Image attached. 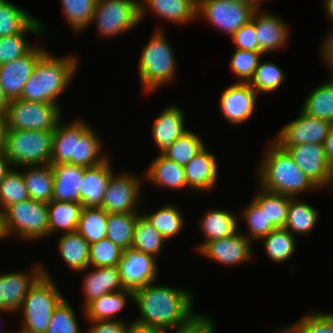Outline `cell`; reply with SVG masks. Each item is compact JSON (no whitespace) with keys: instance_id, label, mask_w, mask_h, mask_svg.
I'll list each match as a JSON object with an SVG mask.
<instances>
[{"instance_id":"6da1fadb","label":"cell","mask_w":333,"mask_h":333,"mask_svg":"<svg viewBox=\"0 0 333 333\" xmlns=\"http://www.w3.org/2000/svg\"><path fill=\"white\" fill-rule=\"evenodd\" d=\"M153 283L133 291V302L140 313L137 322L169 330L197 314L193 312L194 297L189 291Z\"/></svg>"},{"instance_id":"7a4b0ae2","label":"cell","mask_w":333,"mask_h":333,"mask_svg":"<svg viewBox=\"0 0 333 333\" xmlns=\"http://www.w3.org/2000/svg\"><path fill=\"white\" fill-rule=\"evenodd\" d=\"M97 132L83 120L57 124L53 134L50 164L70 163L93 167L105 162L108 157L101 150L103 144Z\"/></svg>"},{"instance_id":"3957f363","label":"cell","mask_w":333,"mask_h":333,"mask_svg":"<svg viewBox=\"0 0 333 333\" xmlns=\"http://www.w3.org/2000/svg\"><path fill=\"white\" fill-rule=\"evenodd\" d=\"M78 64L74 54L55 57L47 50L36 63L19 99L60 105L57 98L73 80Z\"/></svg>"},{"instance_id":"277c9868","label":"cell","mask_w":333,"mask_h":333,"mask_svg":"<svg viewBox=\"0 0 333 333\" xmlns=\"http://www.w3.org/2000/svg\"><path fill=\"white\" fill-rule=\"evenodd\" d=\"M268 147L257 166V181L260 188L292 198H297L310 190H319L285 149L274 141Z\"/></svg>"},{"instance_id":"5b68a950","label":"cell","mask_w":333,"mask_h":333,"mask_svg":"<svg viewBox=\"0 0 333 333\" xmlns=\"http://www.w3.org/2000/svg\"><path fill=\"white\" fill-rule=\"evenodd\" d=\"M153 33L142 51L138 65L143 91L149 94L172 82L177 69L175 53L165 38L164 30L156 29Z\"/></svg>"},{"instance_id":"8992f818","label":"cell","mask_w":333,"mask_h":333,"mask_svg":"<svg viewBox=\"0 0 333 333\" xmlns=\"http://www.w3.org/2000/svg\"><path fill=\"white\" fill-rule=\"evenodd\" d=\"M61 293L43 267V275L31 287L19 309L23 323L16 333H46L54 309L65 298Z\"/></svg>"},{"instance_id":"52a82bcc","label":"cell","mask_w":333,"mask_h":333,"mask_svg":"<svg viewBox=\"0 0 333 333\" xmlns=\"http://www.w3.org/2000/svg\"><path fill=\"white\" fill-rule=\"evenodd\" d=\"M5 237L10 235L22 240L49 237L48 204L27 199L8 206L2 212Z\"/></svg>"},{"instance_id":"ba28073f","label":"cell","mask_w":333,"mask_h":333,"mask_svg":"<svg viewBox=\"0 0 333 333\" xmlns=\"http://www.w3.org/2000/svg\"><path fill=\"white\" fill-rule=\"evenodd\" d=\"M54 131L7 129L4 152L15 167L50 164Z\"/></svg>"},{"instance_id":"9c48e42d","label":"cell","mask_w":333,"mask_h":333,"mask_svg":"<svg viewBox=\"0 0 333 333\" xmlns=\"http://www.w3.org/2000/svg\"><path fill=\"white\" fill-rule=\"evenodd\" d=\"M60 106L22 99L12 100L6 111L7 129L54 131L62 120Z\"/></svg>"},{"instance_id":"30bf717a","label":"cell","mask_w":333,"mask_h":333,"mask_svg":"<svg viewBox=\"0 0 333 333\" xmlns=\"http://www.w3.org/2000/svg\"><path fill=\"white\" fill-rule=\"evenodd\" d=\"M94 21L101 37L125 33L140 23L139 1L97 0L91 23Z\"/></svg>"},{"instance_id":"8fae6325","label":"cell","mask_w":333,"mask_h":333,"mask_svg":"<svg viewBox=\"0 0 333 333\" xmlns=\"http://www.w3.org/2000/svg\"><path fill=\"white\" fill-rule=\"evenodd\" d=\"M254 11L236 0H198L197 16L231 37L251 20Z\"/></svg>"},{"instance_id":"7c38bea8","label":"cell","mask_w":333,"mask_h":333,"mask_svg":"<svg viewBox=\"0 0 333 333\" xmlns=\"http://www.w3.org/2000/svg\"><path fill=\"white\" fill-rule=\"evenodd\" d=\"M141 179L137 175L127 173L111 175L101 208L107 213H138L140 201ZM137 206V207H136ZM137 208V209H136Z\"/></svg>"},{"instance_id":"4fadbf2b","label":"cell","mask_w":333,"mask_h":333,"mask_svg":"<svg viewBox=\"0 0 333 333\" xmlns=\"http://www.w3.org/2000/svg\"><path fill=\"white\" fill-rule=\"evenodd\" d=\"M280 147L290 154L295 164L319 189L333 187V167L326 158L324 145L300 144Z\"/></svg>"},{"instance_id":"5bb4252c","label":"cell","mask_w":333,"mask_h":333,"mask_svg":"<svg viewBox=\"0 0 333 333\" xmlns=\"http://www.w3.org/2000/svg\"><path fill=\"white\" fill-rule=\"evenodd\" d=\"M331 123L300 111L298 117L283 125L273 140L279 146L300 144H324Z\"/></svg>"},{"instance_id":"9a60e30c","label":"cell","mask_w":333,"mask_h":333,"mask_svg":"<svg viewBox=\"0 0 333 333\" xmlns=\"http://www.w3.org/2000/svg\"><path fill=\"white\" fill-rule=\"evenodd\" d=\"M154 256L133 248L123 250L118 264L120 278L124 288L132 291L157 279L158 267Z\"/></svg>"},{"instance_id":"2e32d148","label":"cell","mask_w":333,"mask_h":333,"mask_svg":"<svg viewBox=\"0 0 333 333\" xmlns=\"http://www.w3.org/2000/svg\"><path fill=\"white\" fill-rule=\"evenodd\" d=\"M46 51L40 46H33L22 57L0 65V82L9 101L21 97L26 81L31 76L36 63Z\"/></svg>"},{"instance_id":"e0dca14e","label":"cell","mask_w":333,"mask_h":333,"mask_svg":"<svg viewBox=\"0 0 333 333\" xmlns=\"http://www.w3.org/2000/svg\"><path fill=\"white\" fill-rule=\"evenodd\" d=\"M34 266L30 274L26 271L0 274V310L19 311L31 287L43 275V265Z\"/></svg>"},{"instance_id":"ac0fdd59","label":"cell","mask_w":333,"mask_h":333,"mask_svg":"<svg viewBox=\"0 0 333 333\" xmlns=\"http://www.w3.org/2000/svg\"><path fill=\"white\" fill-rule=\"evenodd\" d=\"M257 95L248 83L236 82L223 90L219 110L225 120L239 126L253 115Z\"/></svg>"},{"instance_id":"d6986e66","label":"cell","mask_w":333,"mask_h":333,"mask_svg":"<svg viewBox=\"0 0 333 333\" xmlns=\"http://www.w3.org/2000/svg\"><path fill=\"white\" fill-rule=\"evenodd\" d=\"M251 244V241L238 230L229 237L207 243L199 253L226 266H234L253 257Z\"/></svg>"},{"instance_id":"ffe728a7","label":"cell","mask_w":333,"mask_h":333,"mask_svg":"<svg viewBox=\"0 0 333 333\" xmlns=\"http://www.w3.org/2000/svg\"><path fill=\"white\" fill-rule=\"evenodd\" d=\"M287 25L278 15L255 10V31L258 47L263 55L286 46L290 34Z\"/></svg>"},{"instance_id":"44dd1931","label":"cell","mask_w":333,"mask_h":333,"mask_svg":"<svg viewBox=\"0 0 333 333\" xmlns=\"http://www.w3.org/2000/svg\"><path fill=\"white\" fill-rule=\"evenodd\" d=\"M139 7L140 22L146 17L147 9L161 19L180 25L198 18V0H139Z\"/></svg>"},{"instance_id":"7402d4cb","label":"cell","mask_w":333,"mask_h":333,"mask_svg":"<svg viewBox=\"0 0 333 333\" xmlns=\"http://www.w3.org/2000/svg\"><path fill=\"white\" fill-rule=\"evenodd\" d=\"M207 150L205 146L184 166L188 189L208 192L217 185V160L215 155Z\"/></svg>"},{"instance_id":"603a6c76","label":"cell","mask_w":333,"mask_h":333,"mask_svg":"<svg viewBox=\"0 0 333 333\" xmlns=\"http://www.w3.org/2000/svg\"><path fill=\"white\" fill-rule=\"evenodd\" d=\"M110 159L93 166L84 167V175L80 189V203L84 208H99L102 206L112 171Z\"/></svg>"},{"instance_id":"cb8c5ba5","label":"cell","mask_w":333,"mask_h":333,"mask_svg":"<svg viewBox=\"0 0 333 333\" xmlns=\"http://www.w3.org/2000/svg\"><path fill=\"white\" fill-rule=\"evenodd\" d=\"M183 112L182 108L176 104L169 107L166 106L154 120L152 136L160 153L189 130L185 127V115Z\"/></svg>"},{"instance_id":"d4e9b609","label":"cell","mask_w":333,"mask_h":333,"mask_svg":"<svg viewBox=\"0 0 333 333\" xmlns=\"http://www.w3.org/2000/svg\"><path fill=\"white\" fill-rule=\"evenodd\" d=\"M94 270L91 269L90 266L83 271L78 273H83L87 271L88 273L83 278V293H84V306L83 308L92 300L99 298L102 295L110 292H117L122 289H125L119 274V270L117 266L111 267H93Z\"/></svg>"},{"instance_id":"484cf974","label":"cell","mask_w":333,"mask_h":333,"mask_svg":"<svg viewBox=\"0 0 333 333\" xmlns=\"http://www.w3.org/2000/svg\"><path fill=\"white\" fill-rule=\"evenodd\" d=\"M50 165L54 173L52 201L80 203L84 167L70 163Z\"/></svg>"},{"instance_id":"4316f807","label":"cell","mask_w":333,"mask_h":333,"mask_svg":"<svg viewBox=\"0 0 333 333\" xmlns=\"http://www.w3.org/2000/svg\"><path fill=\"white\" fill-rule=\"evenodd\" d=\"M144 179L157 187L170 190L187 188L185 169L162 153L153 159L146 169Z\"/></svg>"},{"instance_id":"83f0119b","label":"cell","mask_w":333,"mask_h":333,"mask_svg":"<svg viewBox=\"0 0 333 333\" xmlns=\"http://www.w3.org/2000/svg\"><path fill=\"white\" fill-rule=\"evenodd\" d=\"M239 218L229 210L226 209H211L204 213L200 219L199 230L204 235V241L197 246L199 252L207 243L229 237L238 231Z\"/></svg>"},{"instance_id":"f1b7e54d","label":"cell","mask_w":333,"mask_h":333,"mask_svg":"<svg viewBox=\"0 0 333 333\" xmlns=\"http://www.w3.org/2000/svg\"><path fill=\"white\" fill-rule=\"evenodd\" d=\"M133 301V291L122 289L106 293L89 302L83 309L88 321L117 320L114 317L126 306L127 299ZM114 318V319H112Z\"/></svg>"},{"instance_id":"f546056e","label":"cell","mask_w":333,"mask_h":333,"mask_svg":"<svg viewBox=\"0 0 333 333\" xmlns=\"http://www.w3.org/2000/svg\"><path fill=\"white\" fill-rule=\"evenodd\" d=\"M58 239V250L61 259L75 273L87 269L89 264L90 244L77 231L61 234Z\"/></svg>"},{"instance_id":"4dcf8cb0","label":"cell","mask_w":333,"mask_h":333,"mask_svg":"<svg viewBox=\"0 0 333 333\" xmlns=\"http://www.w3.org/2000/svg\"><path fill=\"white\" fill-rule=\"evenodd\" d=\"M22 169L26 170L22 175L30 199L47 204L51 202L54 181L51 165L25 166Z\"/></svg>"},{"instance_id":"1f68e13d","label":"cell","mask_w":333,"mask_h":333,"mask_svg":"<svg viewBox=\"0 0 333 333\" xmlns=\"http://www.w3.org/2000/svg\"><path fill=\"white\" fill-rule=\"evenodd\" d=\"M83 205L76 202L51 201L48 203L49 211V236L75 232L81 217Z\"/></svg>"},{"instance_id":"d6a6232c","label":"cell","mask_w":333,"mask_h":333,"mask_svg":"<svg viewBox=\"0 0 333 333\" xmlns=\"http://www.w3.org/2000/svg\"><path fill=\"white\" fill-rule=\"evenodd\" d=\"M46 30L45 24L35 18L21 33L0 37V65L12 62L26 54L33 46L29 44L26 34L42 35Z\"/></svg>"},{"instance_id":"836d02e7","label":"cell","mask_w":333,"mask_h":333,"mask_svg":"<svg viewBox=\"0 0 333 333\" xmlns=\"http://www.w3.org/2000/svg\"><path fill=\"white\" fill-rule=\"evenodd\" d=\"M301 111L333 124V77L307 95Z\"/></svg>"},{"instance_id":"e575fe53","label":"cell","mask_w":333,"mask_h":333,"mask_svg":"<svg viewBox=\"0 0 333 333\" xmlns=\"http://www.w3.org/2000/svg\"><path fill=\"white\" fill-rule=\"evenodd\" d=\"M319 219V212L308 203L291 198L285 229L293 235H309Z\"/></svg>"},{"instance_id":"d590c367","label":"cell","mask_w":333,"mask_h":333,"mask_svg":"<svg viewBox=\"0 0 333 333\" xmlns=\"http://www.w3.org/2000/svg\"><path fill=\"white\" fill-rule=\"evenodd\" d=\"M165 241L166 239L141 212L135 224L131 248L157 258L164 248Z\"/></svg>"},{"instance_id":"8d00e7d4","label":"cell","mask_w":333,"mask_h":333,"mask_svg":"<svg viewBox=\"0 0 333 333\" xmlns=\"http://www.w3.org/2000/svg\"><path fill=\"white\" fill-rule=\"evenodd\" d=\"M140 213H108L106 237L123 250L131 249Z\"/></svg>"},{"instance_id":"74e56055","label":"cell","mask_w":333,"mask_h":333,"mask_svg":"<svg viewBox=\"0 0 333 333\" xmlns=\"http://www.w3.org/2000/svg\"><path fill=\"white\" fill-rule=\"evenodd\" d=\"M260 191L255 195L253 201L265 212L268 220L277 228H284L287 222L288 207L292 197L273 193L262 188Z\"/></svg>"},{"instance_id":"f35d334b","label":"cell","mask_w":333,"mask_h":333,"mask_svg":"<svg viewBox=\"0 0 333 333\" xmlns=\"http://www.w3.org/2000/svg\"><path fill=\"white\" fill-rule=\"evenodd\" d=\"M143 215L167 241L179 235L184 225V215L179 211V207L173 204H165L156 212H147Z\"/></svg>"},{"instance_id":"ab89813d","label":"cell","mask_w":333,"mask_h":333,"mask_svg":"<svg viewBox=\"0 0 333 333\" xmlns=\"http://www.w3.org/2000/svg\"><path fill=\"white\" fill-rule=\"evenodd\" d=\"M295 235L285 228H276L262 238L264 250L273 263H283L290 259L295 252Z\"/></svg>"},{"instance_id":"60d3db41","label":"cell","mask_w":333,"mask_h":333,"mask_svg":"<svg viewBox=\"0 0 333 333\" xmlns=\"http://www.w3.org/2000/svg\"><path fill=\"white\" fill-rule=\"evenodd\" d=\"M108 213L101 207L83 208L77 226V232L92 244L106 238Z\"/></svg>"},{"instance_id":"b9f144b4","label":"cell","mask_w":333,"mask_h":333,"mask_svg":"<svg viewBox=\"0 0 333 333\" xmlns=\"http://www.w3.org/2000/svg\"><path fill=\"white\" fill-rule=\"evenodd\" d=\"M34 19L18 5L0 0V37L21 33Z\"/></svg>"},{"instance_id":"7bdbcfd3","label":"cell","mask_w":333,"mask_h":333,"mask_svg":"<svg viewBox=\"0 0 333 333\" xmlns=\"http://www.w3.org/2000/svg\"><path fill=\"white\" fill-rule=\"evenodd\" d=\"M204 147L202 138L192 130H188L163 151L162 154L184 167Z\"/></svg>"},{"instance_id":"ee69618b","label":"cell","mask_w":333,"mask_h":333,"mask_svg":"<svg viewBox=\"0 0 333 333\" xmlns=\"http://www.w3.org/2000/svg\"><path fill=\"white\" fill-rule=\"evenodd\" d=\"M63 12L72 31L84 32L91 24L97 0H60Z\"/></svg>"},{"instance_id":"f6af8a7d","label":"cell","mask_w":333,"mask_h":333,"mask_svg":"<svg viewBox=\"0 0 333 333\" xmlns=\"http://www.w3.org/2000/svg\"><path fill=\"white\" fill-rule=\"evenodd\" d=\"M286 79L284 71L275 62H259L253 77L248 82L257 93L276 91Z\"/></svg>"},{"instance_id":"bcb514c9","label":"cell","mask_w":333,"mask_h":333,"mask_svg":"<svg viewBox=\"0 0 333 333\" xmlns=\"http://www.w3.org/2000/svg\"><path fill=\"white\" fill-rule=\"evenodd\" d=\"M30 199L25 186L22 171L12 168L0 182V211L3 212L11 204Z\"/></svg>"},{"instance_id":"7dc6e473","label":"cell","mask_w":333,"mask_h":333,"mask_svg":"<svg viewBox=\"0 0 333 333\" xmlns=\"http://www.w3.org/2000/svg\"><path fill=\"white\" fill-rule=\"evenodd\" d=\"M242 213L243 220L245 221L249 234L243 233L251 242L254 240H260L267 236L270 232L277 227L268 220L265 212L252 200L248 206L243 208Z\"/></svg>"},{"instance_id":"c3c4849f","label":"cell","mask_w":333,"mask_h":333,"mask_svg":"<svg viewBox=\"0 0 333 333\" xmlns=\"http://www.w3.org/2000/svg\"><path fill=\"white\" fill-rule=\"evenodd\" d=\"M123 249L114 244L107 237L94 242L89 246L90 267L118 266L121 261Z\"/></svg>"},{"instance_id":"681fc988","label":"cell","mask_w":333,"mask_h":333,"mask_svg":"<svg viewBox=\"0 0 333 333\" xmlns=\"http://www.w3.org/2000/svg\"><path fill=\"white\" fill-rule=\"evenodd\" d=\"M76 311L64 298L54 309L46 333H82Z\"/></svg>"},{"instance_id":"f907efd6","label":"cell","mask_w":333,"mask_h":333,"mask_svg":"<svg viewBox=\"0 0 333 333\" xmlns=\"http://www.w3.org/2000/svg\"><path fill=\"white\" fill-rule=\"evenodd\" d=\"M230 70L239 80L237 83H248L260 62L261 52L235 49L231 55Z\"/></svg>"},{"instance_id":"816d5d0a","label":"cell","mask_w":333,"mask_h":333,"mask_svg":"<svg viewBox=\"0 0 333 333\" xmlns=\"http://www.w3.org/2000/svg\"><path fill=\"white\" fill-rule=\"evenodd\" d=\"M292 325L299 333H333V329L327 321V312H309Z\"/></svg>"},{"instance_id":"f5cc1de1","label":"cell","mask_w":333,"mask_h":333,"mask_svg":"<svg viewBox=\"0 0 333 333\" xmlns=\"http://www.w3.org/2000/svg\"><path fill=\"white\" fill-rule=\"evenodd\" d=\"M255 31V11L251 20L237 30L230 38L236 45V49L261 52L258 47L257 35Z\"/></svg>"},{"instance_id":"db71d44e","label":"cell","mask_w":333,"mask_h":333,"mask_svg":"<svg viewBox=\"0 0 333 333\" xmlns=\"http://www.w3.org/2000/svg\"><path fill=\"white\" fill-rule=\"evenodd\" d=\"M171 330L174 333H216L213 319L204 314H196L183 325L169 329Z\"/></svg>"},{"instance_id":"11a10c76","label":"cell","mask_w":333,"mask_h":333,"mask_svg":"<svg viewBox=\"0 0 333 333\" xmlns=\"http://www.w3.org/2000/svg\"><path fill=\"white\" fill-rule=\"evenodd\" d=\"M87 333H126L127 323L123 319L90 321Z\"/></svg>"},{"instance_id":"9f6ffc18","label":"cell","mask_w":333,"mask_h":333,"mask_svg":"<svg viewBox=\"0 0 333 333\" xmlns=\"http://www.w3.org/2000/svg\"><path fill=\"white\" fill-rule=\"evenodd\" d=\"M126 333H167V330L133 320L131 323H127Z\"/></svg>"},{"instance_id":"6f0895ef","label":"cell","mask_w":333,"mask_h":333,"mask_svg":"<svg viewBox=\"0 0 333 333\" xmlns=\"http://www.w3.org/2000/svg\"><path fill=\"white\" fill-rule=\"evenodd\" d=\"M321 46V59H323L324 63L328 65V68L333 75V44H322Z\"/></svg>"},{"instance_id":"680465c9","label":"cell","mask_w":333,"mask_h":333,"mask_svg":"<svg viewBox=\"0 0 333 333\" xmlns=\"http://www.w3.org/2000/svg\"><path fill=\"white\" fill-rule=\"evenodd\" d=\"M324 150L328 162L333 167V124L330 127L329 133L324 141Z\"/></svg>"},{"instance_id":"91938a15","label":"cell","mask_w":333,"mask_h":333,"mask_svg":"<svg viewBox=\"0 0 333 333\" xmlns=\"http://www.w3.org/2000/svg\"><path fill=\"white\" fill-rule=\"evenodd\" d=\"M13 166L4 151H0V182L12 170Z\"/></svg>"},{"instance_id":"94428289","label":"cell","mask_w":333,"mask_h":333,"mask_svg":"<svg viewBox=\"0 0 333 333\" xmlns=\"http://www.w3.org/2000/svg\"><path fill=\"white\" fill-rule=\"evenodd\" d=\"M7 133L6 113L0 112V151H4Z\"/></svg>"},{"instance_id":"6125c7cd","label":"cell","mask_w":333,"mask_h":333,"mask_svg":"<svg viewBox=\"0 0 333 333\" xmlns=\"http://www.w3.org/2000/svg\"><path fill=\"white\" fill-rule=\"evenodd\" d=\"M324 10L326 11V15L327 17H329V19L331 20V22L333 23V0H324ZM333 27V26H332ZM333 35V28L330 30L329 34L327 36H325V38L323 39L324 41Z\"/></svg>"},{"instance_id":"be15d7a7","label":"cell","mask_w":333,"mask_h":333,"mask_svg":"<svg viewBox=\"0 0 333 333\" xmlns=\"http://www.w3.org/2000/svg\"><path fill=\"white\" fill-rule=\"evenodd\" d=\"M9 103H10V101L6 97L4 88H3V86L0 82V112H5L6 113Z\"/></svg>"},{"instance_id":"e7e4bbea","label":"cell","mask_w":333,"mask_h":333,"mask_svg":"<svg viewBox=\"0 0 333 333\" xmlns=\"http://www.w3.org/2000/svg\"><path fill=\"white\" fill-rule=\"evenodd\" d=\"M242 3H246L248 5H250L254 10H259L261 7V2L265 1V0H236Z\"/></svg>"},{"instance_id":"03108f58","label":"cell","mask_w":333,"mask_h":333,"mask_svg":"<svg viewBox=\"0 0 333 333\" xmlns=\"http://www.w3.org/2000/svg\"><path fill=\"white\" fill-rule=\"evenodd\" d=\"M285 328L278 330V333H299L292 324Z\"/></svg>"},{"instance_id":"003e7915","label":"cell","mask_w":333,"mask_h":333,"mask_svg":"<svg viewBox=\"0 0 333 333\" xmlns=\"http://www.w3.org/2000/svg\"><path fill=\"white\" fill-rule=\"evenodd\" d=\"M5 234L3 231V220H2V212L0 211V239L3 240L5 239Z\"/></svg>"},{"instance_id":"a7ac6f4b","label":"cell","mask_w":333,"mask_h":333,"mask_svg":"<svg viewBox=\"0 0 333 333\" xmlns=\"http://www.w3.org/2000/svg\"><path fill=\"white\" fill-rule=\"evenodd\" d=\"M327 321L330 323L331 328L333 329V313L327 312Z\"/></svg>"},{"instance_id":"89a4df30","label":"cell","mask_w":333,"mask_h":333,"mask_svg":"<svg viewBox=\"0 0 333 333\" xmlns=\"http://www.w3.org/2000/svg\"><path fill=\"white\" fill-rule=\"evenodd\" d=\"M322 44H333V35L328 37Z\"/></svg>"},{"instance_id":"2644e50d","label":"cell","mask_w":333,"mask_h":333,"mask_svg":"<svg viewBox=\"0 0 333 333\" xmlns=\"http://www.w3.org/2000/svg\"><path fill=\"white\" fill-rule=\"evenodd\" d=\"M2 312H7V313H9V311H4V310H0V313H2ZM6 333H13V332H6ZM14 333H16L15 331H14Z\"/></svg>"}]
</instances>
